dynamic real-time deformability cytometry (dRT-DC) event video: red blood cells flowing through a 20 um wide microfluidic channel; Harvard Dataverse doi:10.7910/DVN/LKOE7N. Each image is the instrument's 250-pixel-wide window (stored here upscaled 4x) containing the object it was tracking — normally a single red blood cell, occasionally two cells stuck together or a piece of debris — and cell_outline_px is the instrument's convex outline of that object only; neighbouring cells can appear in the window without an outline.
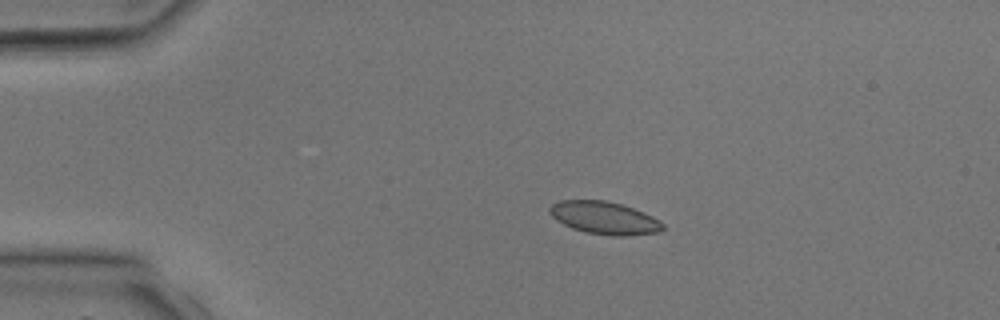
{"species": "common noctule bat (a hibernating species)", "species_latin": "Nyctalus noctula", "temperature_condition": "room temperature", "stored_images_in_passage": 4, "camera_frame_rate_fps": 3000, "um_per_image_px": 0.085, "animal": {"sex": "male", "body_mass_g": 17.9, "forearm_length_mm": 54.2}, "frame": {"image": 1, "passage_image": 3, "time_ms": 2.333, "image_size_px": [1000, 320], "cell_outline_px": [[664, 228], [660, 232], [624, 236], [612, 236], [584, 232], [572, 228], [556, 220], [548, 212], [548, 208], [552, 204], [560, 200], [604, 200], [620, 204], [644, 212], [652, 216], [664, 224]], "centroid_in_image_um": [51.35, 18.52], "position_along_channel_um": 33.6, "area_um2": 21.56}}